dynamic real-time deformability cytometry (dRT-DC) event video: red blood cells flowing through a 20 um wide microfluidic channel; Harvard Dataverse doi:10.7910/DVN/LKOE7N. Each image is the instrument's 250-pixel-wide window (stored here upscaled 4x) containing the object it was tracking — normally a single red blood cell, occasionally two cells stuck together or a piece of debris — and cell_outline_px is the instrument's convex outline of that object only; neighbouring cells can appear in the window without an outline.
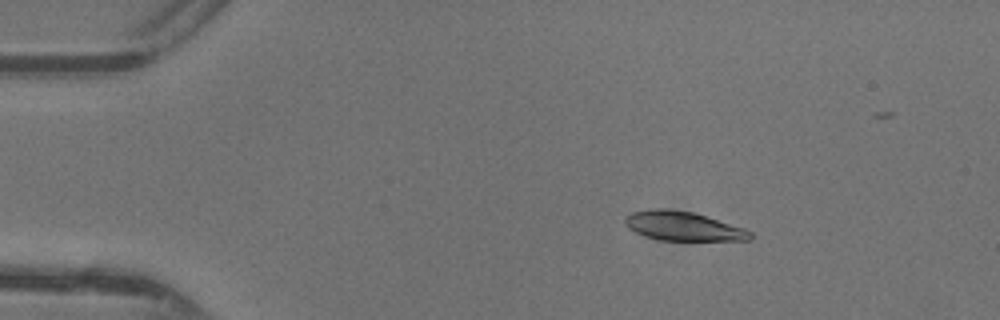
{"species": "common noctule bat (a hibernating species)", "species_latin": "Nyctalus noctula", "temperature_condition": "warm", "stored_images_in_passage": 42, "camera_frame_rate_fps": 3000, "um_per_image_px": 0.085, "animal": {"sex": "female"}, "frame": {"image": 1, "passage_image": 7, "time_ms": 2.0, "image_size_px": [1000, 320], "cell_outline_px": [[752, 240], [660, 240], [636, 232], [628, 228], [624, 224], [624, 216], [632, 212], [656, 208], [664, 208], [692, 212], [744, 228], [752, 232]], "centroid_in_image_um": [58.04, 19.22], "position_along_channel_um": 27.0, "area_um2": 21.04}}
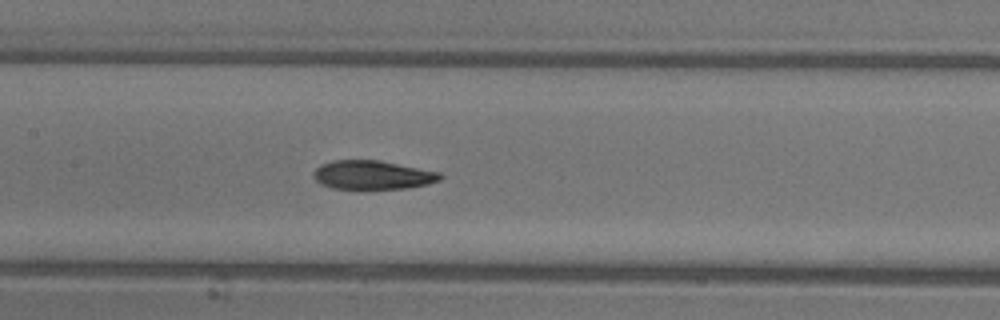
{"frame": {"image": 2, "passage_image": 22, "time_ms": 7.0, "image_size_px": [1000, 320], "cell_outline_px": [[444, 176], [440, 180], [428, 184], [408, 188], [332, 188], [320, 184], [312, 176], [312, 172], [320, 164], [332, 160], [380, 160], [440, 172]], "centroid_in_image_um": [31.66, 14.86], "position_along_channel_um": 175.7, "area_um2": 21.33}}
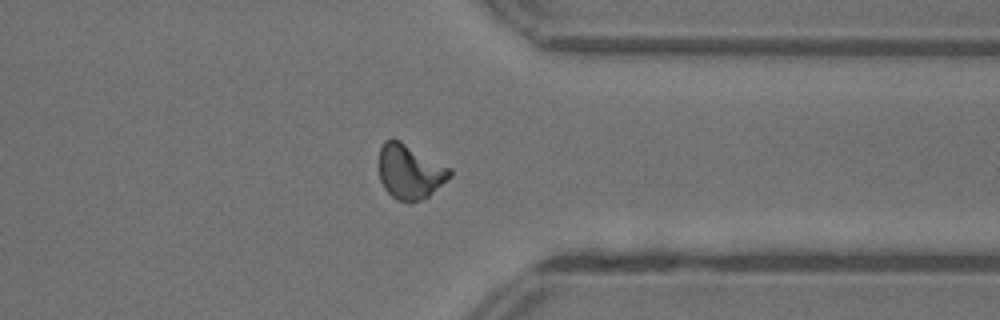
{"frame": {"image": 3, "passage_image": 36, "time_ms": 11.667, "image_size_px": [1000, 320], "cell_outline_px": [[452, 176], [428, 196], [412, 204], [408, 204], [396, 200], [384, 188], [380, 180], [380, 148], [384, 140], [400, 140], [452, 168]], "centroid_in_image_um": [34.86, 14.62], "position_along_channel_um": 376.5, "area_um2": 22.72}}